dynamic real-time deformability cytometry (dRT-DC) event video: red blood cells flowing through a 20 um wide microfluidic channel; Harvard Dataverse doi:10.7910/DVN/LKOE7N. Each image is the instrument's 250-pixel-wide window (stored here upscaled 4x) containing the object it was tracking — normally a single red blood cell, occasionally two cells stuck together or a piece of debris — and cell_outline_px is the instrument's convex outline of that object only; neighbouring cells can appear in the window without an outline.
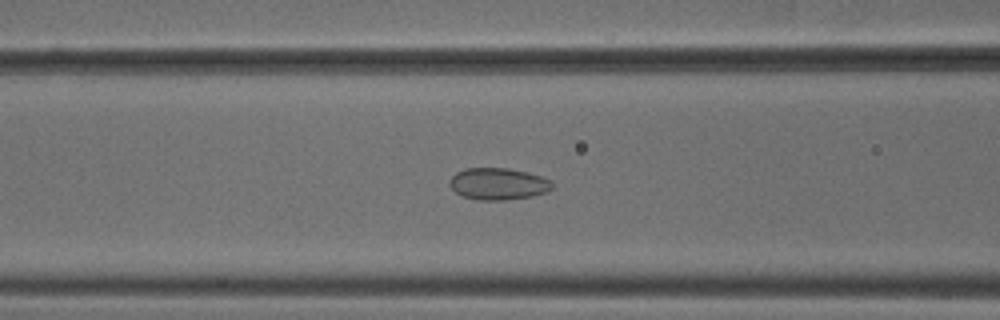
{"species": "common noctule bat (a hibernating species)", "species_latin": "Nyctalus noctula", "temperature_condition": "cold", "stored_images_in_passage": 37, "camera_frame_rate_fps": 3000, "um_per_image_px": 0.085, "animal": {"sex": "male", "body_mass_g": 18.8}, "frame": {"image": 1, "passage_image": 6, "time_ms": 1.667, "image_size_px": [1000, 320], "cell_outline_px": [[552, 188], [548, 192], [532, 196], [504, 200], [476, 200], [464, 196], [456, 192], [448, 184], [448, 180], [456, 172], [464, 168], [508, 168], [528, 172], [552, 180]], "centroid_in_image_um": [42.34, 15.62], "position_along_channel_um": 124.3, "area_um2": 19.19}}
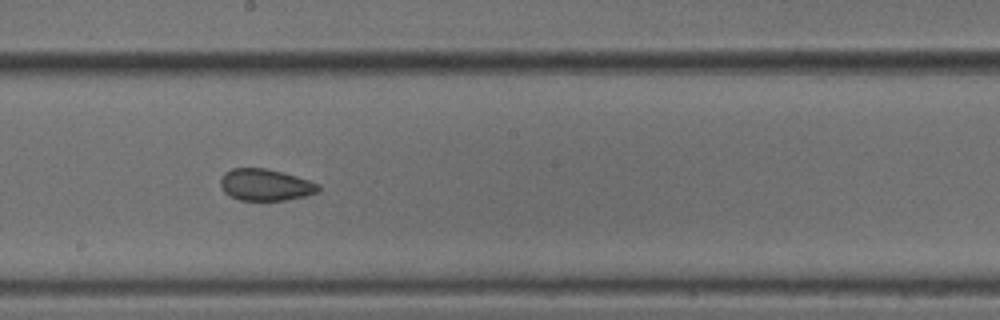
{"frame": {"image": 2, "passage_image": 14, "time_ms": 4.333, "image_size_px": [1000, 320], "cell_outline_px": [[320, 188], [316, 192], [308, 196], [284, 200], [240, 200], [228, 196], [224, 192], [220, 184], [220, 180], [224, 172], [232, 168], [264, 168], [296, 176], [320, 184]], "centroid_in_image_um": [22.54, 15.72], "position_along_channel_um": 225.7, "area_um2": 18.09}}
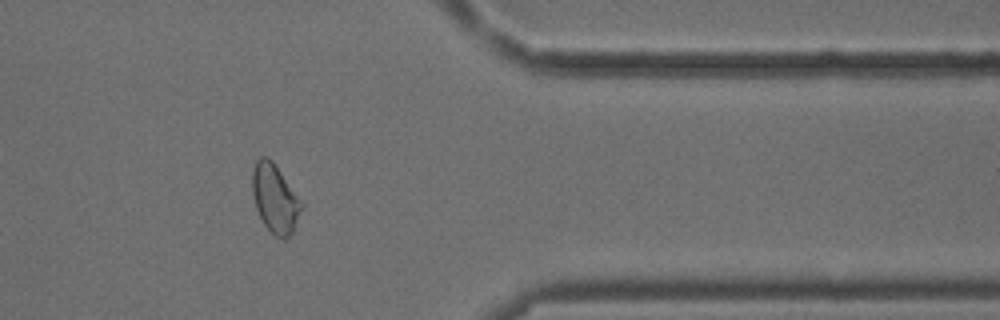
{"frame": {"image": 3, "passage_image": 28, "time_ms": 9.0, "image_size_px": [1000, 320], "cell_outline_px": [[304, 204], [292, 232], [284, 240], [276, 236], [264, 224], [256, 208], [252, 192], [252, 168], [256, 160], [260, 156], [268, 156], [272, 160]], "centroid_in_image_um": [23.36, 16.84], "position_along_channel_um": 388.0, "area_um2": 19.54}, "authors_computed_cell_mechanics": {"area_um2": 18.6116, "velocity_mm_per_s": 3.794, "shape_relaxation_time_tau1_ms": null, "shape_relaxation_time_tau2_ms": 2.8624, "deformation_change_tau1": null, "deformation_change_tau2": 0.0595}}